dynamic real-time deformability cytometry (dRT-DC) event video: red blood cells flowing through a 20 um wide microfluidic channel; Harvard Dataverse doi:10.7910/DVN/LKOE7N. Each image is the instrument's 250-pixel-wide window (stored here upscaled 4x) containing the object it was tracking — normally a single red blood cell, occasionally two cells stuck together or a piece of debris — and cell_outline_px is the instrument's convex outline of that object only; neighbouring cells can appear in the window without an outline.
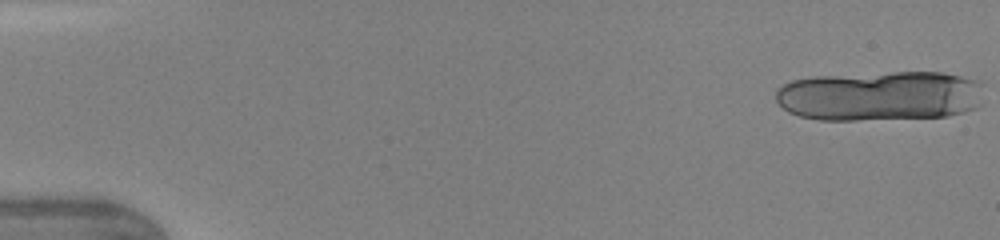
{"species": "human", "species_latin": "Homo sapiens", "temperature_condition": "warm", "stored_images_in_passage": 14, "camera_frame_rate_fps": 3000, "um_per_image_px": 0.085, "donor": {"sex": "female"}, "frame": {"image": 1, "passage_image": 1, "time_ms": 0.0, "image_size_px": [1000, 240], "cell_outline_px": [[984, 84], [980, 104], [976, 108], [964, 112], [948, 116], [856, 120], [820, 120], [800, 116], [788, 112], [776, 100], [776, 92], [784, 84], [792, 80], [812, 76], [892, 72], [944, 72], [980, 80]], "centroid_in_image_um": [74.84, 8.14], "position_along_channel_um": 10.2, "area_um2": 61.21}}